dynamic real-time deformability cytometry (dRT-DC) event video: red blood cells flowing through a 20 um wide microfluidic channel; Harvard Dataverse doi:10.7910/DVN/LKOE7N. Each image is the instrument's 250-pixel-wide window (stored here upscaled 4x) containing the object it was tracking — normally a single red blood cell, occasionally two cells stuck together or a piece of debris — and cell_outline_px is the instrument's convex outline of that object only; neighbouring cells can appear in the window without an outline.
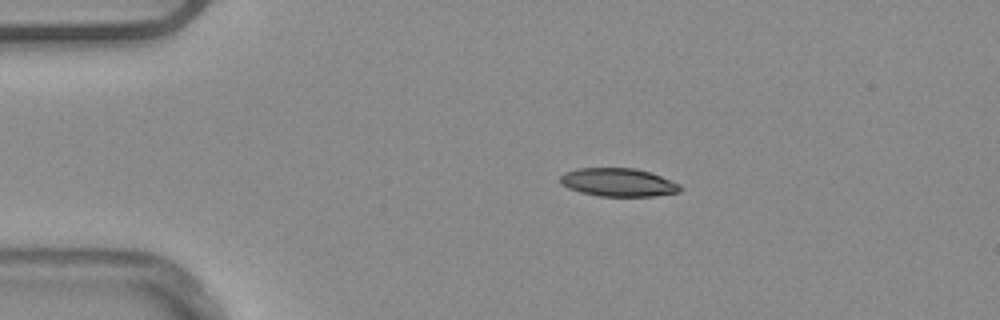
{"species": "common noctule bat (a hibernating species)", "species_latin": "Nyctalus noctula", "temperature_condition": "warm", "stored_images_in_passage": 43, "camera_frame_rate_fps": 3000, "um_per_image_px": 0.085, "animal": {"sex": "male", "body_mass_g": 20.4}, "frame": {"image": 1, "passage_image": 1, "time_ms": 0.0, "image_size_px": [1000, 320], "cell_outline_px": [[684, 188], [680, 192], [652, 196], [600, 196], [580, 192], [568, 188], [560, 184], [560, 176], [564, 172], [576, 168], [636, 168], [660, 176], [680, 184]], "centroid_in_image_um": [52.53, 15.5], "position_along_channel_um": 32.5, "area_um2": 19.83}}
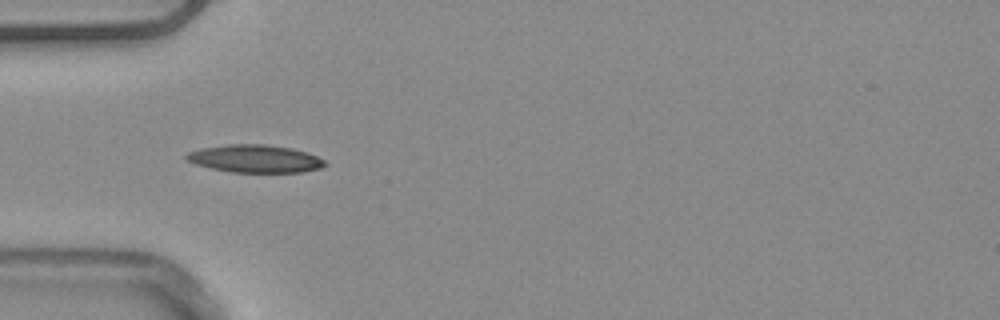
{"frame": {"image": 2, "passage_image": 7, "time_ms": 2.0, "image_size_px": [1000, 320], "cell_outline_px": [[328, 164], [320, 168], [304, 172], [232, 172], [212, 168], [196, 164], [188, 160], [184, 156], [188, 152], [200, 148], [228, 144], [264, 144], [292, 148], [316, 156], [324, 160]], "centroid_in_image_um": [21.68, 13.48], "position_along_channel_um": 63.3, "area_um2": 22.25}}
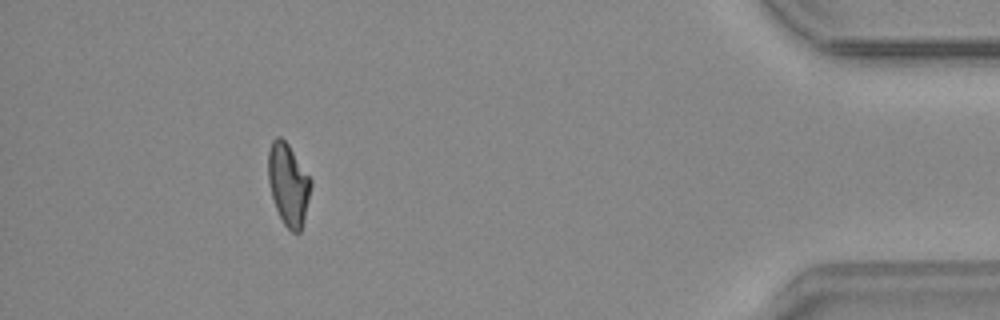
{"frame": {"image": 3, "passage_image": 38, "time_ms": 12.333, "image_size_px": [1000, 320], "cell_outline_px": [[312, 184], [300, 232], [292, 232], [284, 224], [276, 208], [272, 196], [268, 180], [268, 152], [272, 140], [276, 136], [280, 136], [288, 144], [312, 180]], "centroid_in_image_um": [24.49, 15.64], "position_along_channel_um": 410.7, "area_um2": 20.06}}